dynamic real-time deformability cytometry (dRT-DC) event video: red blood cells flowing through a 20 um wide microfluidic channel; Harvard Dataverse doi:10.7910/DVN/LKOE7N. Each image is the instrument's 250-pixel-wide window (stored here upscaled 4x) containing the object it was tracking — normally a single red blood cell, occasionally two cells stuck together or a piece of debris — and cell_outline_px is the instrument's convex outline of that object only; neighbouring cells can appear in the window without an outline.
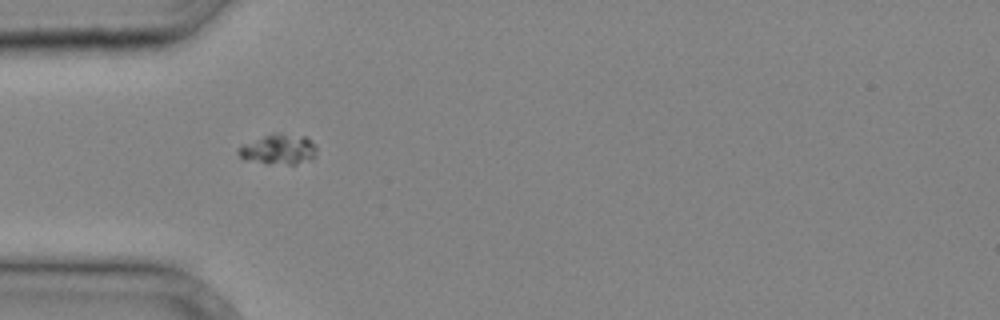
{"species": "common noctule bat (a hibernating species)", "species_latin": "Nyctalus noctula", "temperature_condition": "cold", "stored_images_in_passage": 25, "camera_frame_rate_fps": 3000, "um_per_image_px": 0.085, "animal": {"sex": "male", "body_mass_g": 20.4}, "frame": {"image": 1, "passage_image": 1, "time_ms": 0.0, "image_size_px": [1000, 320], "cell_outline_px": [[316, 156], [312, 160], [296, 164], [268, 164], [244, 160], [236, 152], [244, 144], [264, 136], [276, 132], [280, 132], [304, 136], [316, 144]], "centroid_in_image_um": [23.72, 12.7], "position_along_channel_um": 61.3, "area_um2": 13.99}}
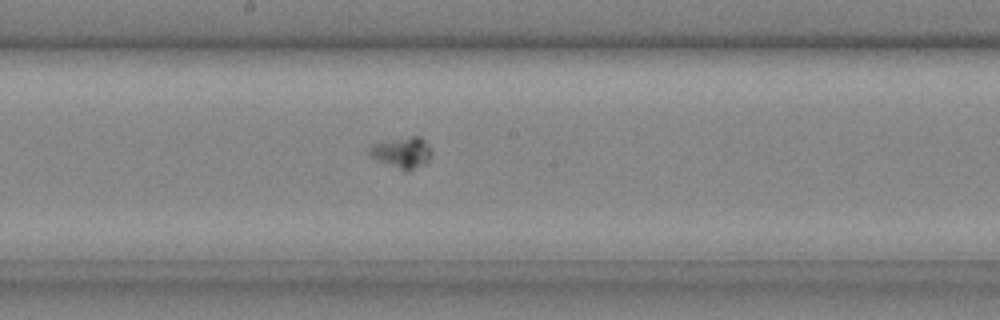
{"frame": {"image": 2, "passage_image": 10, "time_ms": 3.0, "image_size_px": [1000, 320], "cell_outline_px": [[432, 156], [428, 164], [412, 168], [400, 168], [380, 160], [372, 156], [368, 148], [372, 144], [412, 136], [420, 136], [432, 148]], "centroid_in_image_um": [34.27, 12.93], "position_along_channel_um": 213.9, "area_um2": 10.75}}
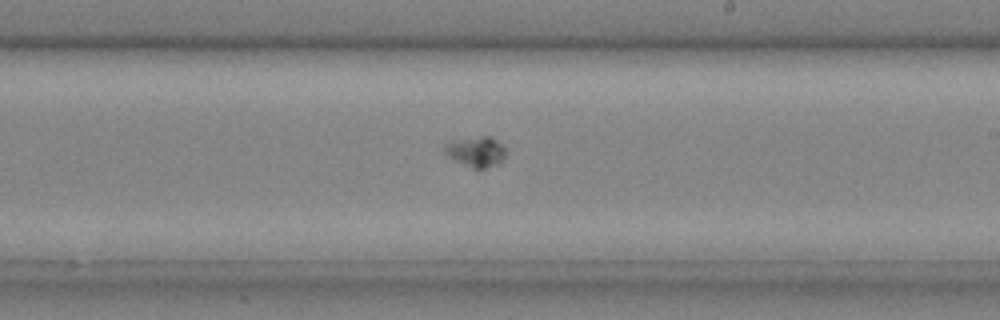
{"frame": {"image": 3, "passage_image": 12, "time_ms": 3.667, "image_size_px": [1000, 320], "cell_outline_px": [[504, 156], [500, 164], [484, 168], [472, 168], [448, 156], [444, 152], [444, 148], [448, 144], [456, 140], [480, 136], [492, 136], [504, 148]], "centroid_in_image_um": [40.49, 12.89], "position_along_channel_um": 248.5, "area_um2": 10.46}}